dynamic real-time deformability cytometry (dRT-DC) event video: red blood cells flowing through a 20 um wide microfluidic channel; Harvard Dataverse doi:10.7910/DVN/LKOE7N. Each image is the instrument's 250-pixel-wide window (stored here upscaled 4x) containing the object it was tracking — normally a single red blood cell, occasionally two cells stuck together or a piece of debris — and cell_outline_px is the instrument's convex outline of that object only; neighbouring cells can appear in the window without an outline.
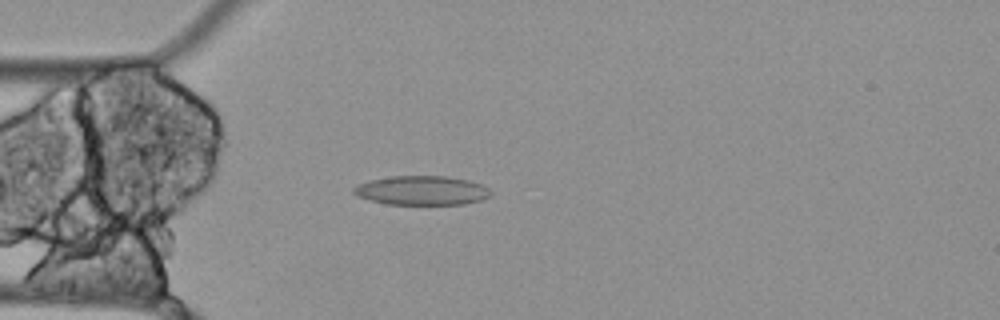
{"species": "Egyptian fruit bat (a non-hibernating species)", "species_latin": "Rousettus aegyptiacus", "temperature_condition": "cold", "stored_images_in_passage": 11, "camera_frame_rate_fps": 3000, "um_per_image_px": 0.085, "animal": {"sex": "female"}, "frame": {"image": 1, "passage_image": 7, "time_ms": 2.0, "image_size_px": [1000, 320], "cell_outline_px": [[492, 196], [480, 200], [464, 204], [384, 204], [368, 200], [356, 196], [352, 192], [352, 188], [368, 180], [392, 176], [448, 176], [468, 180], [480, 184], [488, 188], [492, 192]], "centroid_in_image_um": [35.83, 16.19], "position_along_channel_um": 49.2, "area_um2": 23.47}}